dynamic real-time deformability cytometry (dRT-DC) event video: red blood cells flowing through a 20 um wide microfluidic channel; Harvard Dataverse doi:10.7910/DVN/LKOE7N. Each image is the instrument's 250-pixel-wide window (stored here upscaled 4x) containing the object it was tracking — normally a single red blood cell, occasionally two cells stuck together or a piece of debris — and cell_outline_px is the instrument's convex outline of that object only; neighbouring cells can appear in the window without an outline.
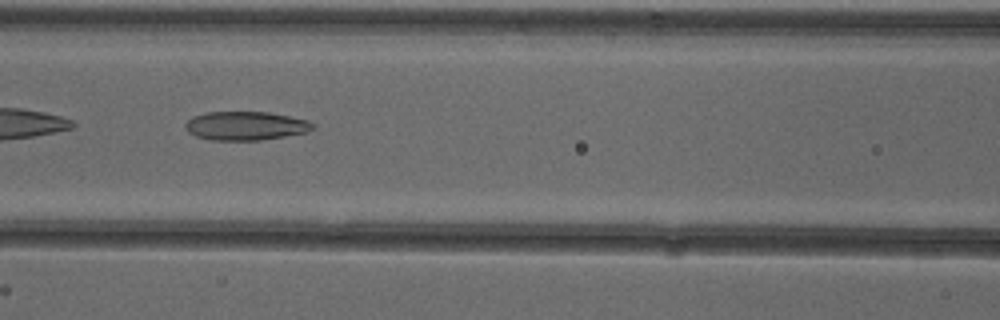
{"species": "common noctule bat (a hibernating species)", "species_latin": "Nyctalus noctula", "temperature_condition": "cold", "stored_images_in_passage": 52, "camera_frame_rate_fps": 3000, "um_per_image_px": 0.085, "animal": {"sex": "female"}, "frame": {"image": 1, "passage_image": 23, "time_ms": 7.333, "image_size_px": [1000, 320], "cell_outline_px": [[312, 128], [304, 132], [284, 136], [260, 140], [212, 140], [196, 136], [188, 132], [184, 124], [192, 116], [208, 112], [268, 112], [308, 120], [312, 124]], "centroid_in_image_um": [20.82, 10.69], "position_along_channel_um": 145.8, "area_um2": 21.04}, "authors_computed_cell_mechanics": {"area_um2": 23.2067, "velocity_mm_per_s": 3.9154, "shape_relaxation_time_tau1_ms": null, "shape_relaxation_time_tau2_ms": 3.3129, "deformation_change_tau1": null, "deformation_change_tau2": 0.1325}}